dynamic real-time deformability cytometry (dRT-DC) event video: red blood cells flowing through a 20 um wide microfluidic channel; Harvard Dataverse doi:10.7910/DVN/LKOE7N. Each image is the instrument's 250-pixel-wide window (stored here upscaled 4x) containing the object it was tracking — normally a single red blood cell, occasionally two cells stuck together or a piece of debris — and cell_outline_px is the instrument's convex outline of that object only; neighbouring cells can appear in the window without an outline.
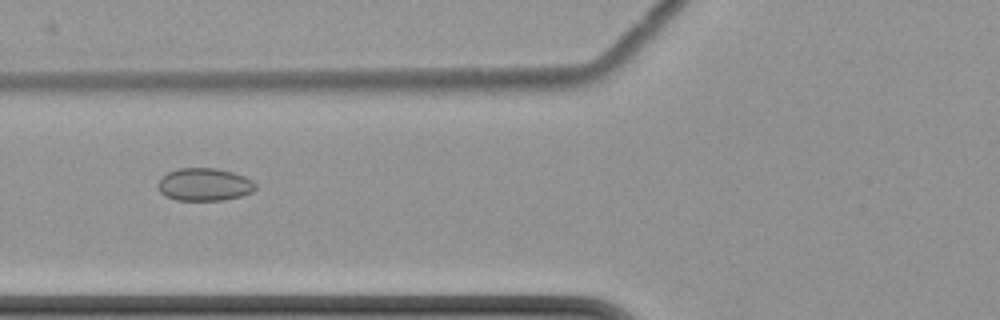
{"species": "common noctule bat (a hibernating species)", "species_latin": "Nyctalus noctula", "temperature_condition": "cold", "stored_images_in_passage": 2, "camera_frame_rate_fps": 3000, "um_per_image_px": 0.085, "animal": {"sex": "female", "body_mass_g": 22.7, "forearm_length_mm": 54.2}, "frame": {"image": 1, "passage_image": 2, "time_ms": 1.333, "image_size_px": [1000, 320], "cell_outline_px": [[256, 188], [252, 192], [240, 196], [224, 200], [176, 200], [164, 196], [156, 188], [156, 184], [160, 176], [176, 168], [216, 168], [232, 172], [244, 176], [252, 180], [256, 184]], "centroid_in_image_um": [17.31, 15.68], "position_along_channel_um": 108.5, "area_um2": 18.9}}